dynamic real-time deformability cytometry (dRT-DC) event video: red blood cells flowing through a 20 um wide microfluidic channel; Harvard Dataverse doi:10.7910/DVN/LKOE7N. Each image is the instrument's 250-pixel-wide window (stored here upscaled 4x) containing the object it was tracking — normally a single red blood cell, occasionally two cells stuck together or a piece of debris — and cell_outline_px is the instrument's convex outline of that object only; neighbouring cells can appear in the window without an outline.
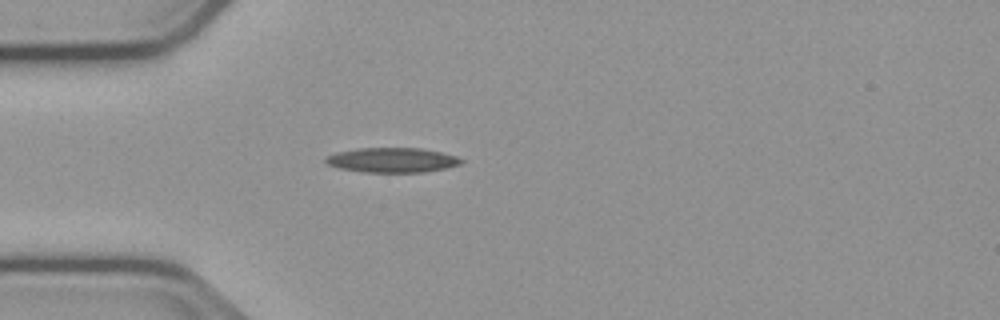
{"species": "common noctule bat (a hibernating species)", "species_latin": "Nyctalus noctula", "temperature_condition": "cold", "stored_images_in_passage": 42, "camera_frame_rate_fps": 3000, "um_per_image_px": 0.085, "animal": {"sex": "male", "body_mass_g": 23.1, "forearm_length_mm": 52.7}, "frame": {"image": 1, "passage_image": 6, "time_ms": 1.667, "image_size_px": [1000, 320], "cell_outline_px": [[464, 160], [460, 164], [448, 168], [424, 172], [368, 172], [340, 168], [328, 164], [324, 160], [328, 156], [336, 152], [356, 148], [420, 148], [440, 152], [456, 156]], "centroid_in_image_um": [33.36, 13.6], "position_along_channel_um": 51.6, "area_um2": 19.42}}
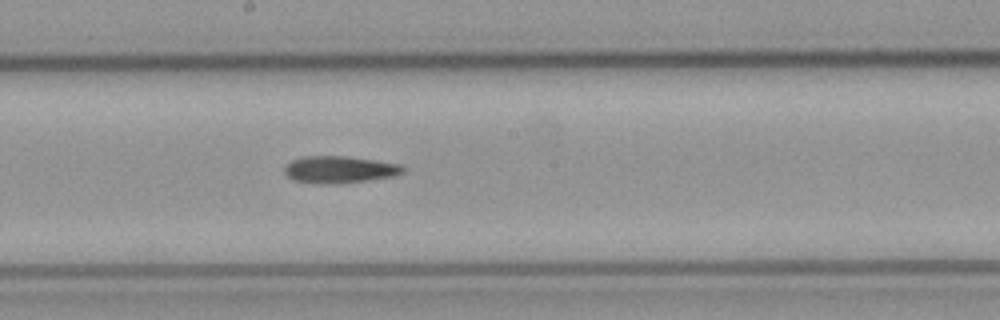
{"frame": {"image": 2, "passage_image": 20, "time_ms": 6.333, "image_size_px": [1000, 320], "cell_outline_px": [[404, 172], [392, 176], [368, 180], [340, 184], [320, 184], [296, 180], [288, 176], [284, 172], [284, 168], [292, 160], [304, 156], [340, 156], [372, 160], [400, 164], [404, 168]], "centroid_in_image_um": [28.84, 14.42], "position_along_channel_um": 219.4, "area_um2": 18.38}}
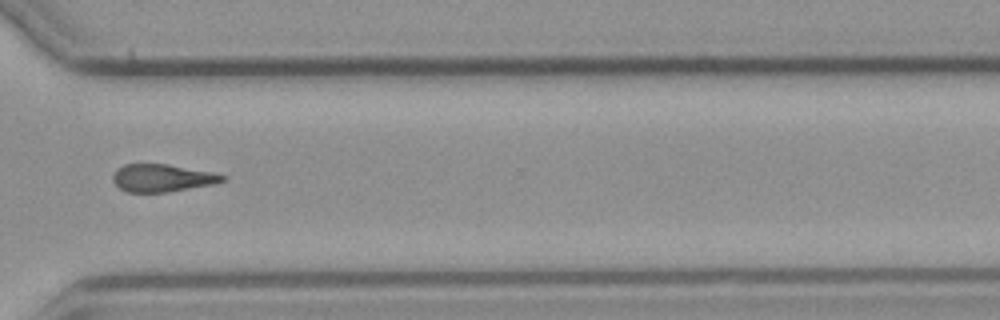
{"frame": {"image": 3, "passage_image": 31, "time_ms": 10.0, "image_size_px": [1000, 320], "cell_outline_px": [[228, 176], [224, 180], [212, 184], [168, 192], [128, 192], [120, 188], [112, 180], [112, 176], [116, 168], [124, 164], [168, 164], [212, 172]], "centroid_in_image_um": [13.76, 15.12], "position_along_channel_um": 356.8, "area_um2": 17.57}, "authors_computed_cell_mechanics": {"area_um2": 18.2937, "velocity_mm_per_s": 3.7559, "shape_relaxation_time_tau1_ms": null, "shape_relaxation_time_tau2_ms": 10.5486, "deformation_change_tau1": null, "deformation_change_tau2": 0.2401}}